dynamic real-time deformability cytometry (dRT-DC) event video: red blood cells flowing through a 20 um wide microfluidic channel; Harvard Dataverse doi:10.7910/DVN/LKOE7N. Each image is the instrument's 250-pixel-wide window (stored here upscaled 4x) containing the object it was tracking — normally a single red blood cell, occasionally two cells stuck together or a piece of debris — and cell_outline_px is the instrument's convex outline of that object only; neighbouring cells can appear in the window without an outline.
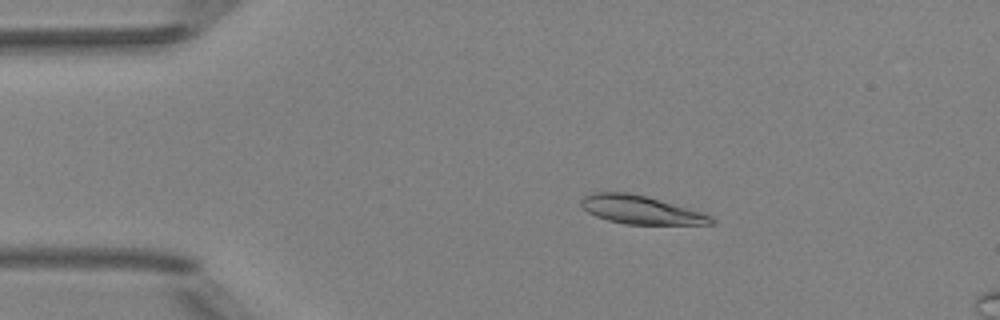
{"species": "Egyptian fruit bat (a non-hibernating species)", "species_latin": "Rousettus aegyptiacus", "temperature_condition": "room temperature", "stored_images_in_passage": 52, "camera_frame_rate_fps": 3000, "um_per_image_px": 0.085, "animal": {"sex": "female"}, "frame": {"image": 1, "passage_image": 10, "time_ms": 3.0, "image_size_px": [1000, 320], "cell_outline_px": [[716, 224], [624, 224], [608, 220], [596, 216], [588, 212], [580, 204], [580, 200], [584, 196], [592, 192], [628, 192], [648, 196], [704, 212], [712, 216], [716, 220]], "centroid_in_image_um": [54.5, 17.83], "position_along_channel_um": 30.5, "area_um2": 21.73}}
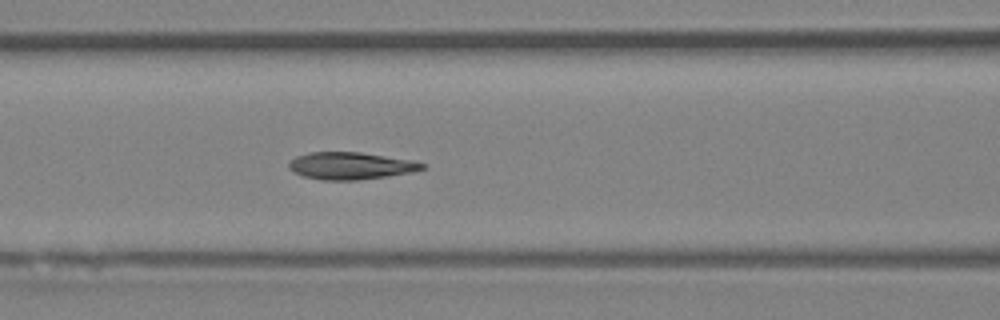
{"frame": {"image": 2, "passage_image": 22, "time_ms": 7.0, "image_size_px": [1000, 320], "cell_outline_px": [[424, 168], [412, 172], [388, 176], [356, 180], [324, 180], [304, 176], [288, 168], [288, 164], [296, 156], [312, 152], [360, 152], [416, 160], [424, 164]], "centroid_in_image_um": [29.84, 14.08], "position_along_channel_um": 136.8, "area_um2": 21.04}}
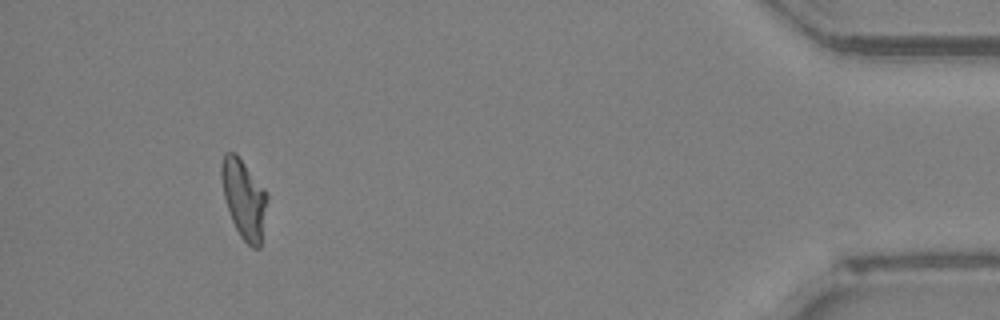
{"frame": {"image": 3, "passage_image": 48, "time_ms": 15.667, "image_size_px": [1000, 320], "cell_outline_px": [[268, 200], [260, 248], [252, 248], [240, 236], [232, 220], [224, 196], [220, 176], [220, 164], [224, 152], [236, 152], [268, 192]], "centroid_in_image_um": [20.74, 16.86], "position_along_channel_um": 414.5, "area_um2": 21.33}, "authors_computed_cell_mechanics": {"area_um2": 21.0681, "velocity_mm_per_s": 3.9816, "shape_relaxation_time_tau1_ms": 5.7229, "shape_relaxation_time_tau2_ms": 3.1719, "deformation_change_tau1": 0.2053, "deformation_change_tau2": 0.044}}